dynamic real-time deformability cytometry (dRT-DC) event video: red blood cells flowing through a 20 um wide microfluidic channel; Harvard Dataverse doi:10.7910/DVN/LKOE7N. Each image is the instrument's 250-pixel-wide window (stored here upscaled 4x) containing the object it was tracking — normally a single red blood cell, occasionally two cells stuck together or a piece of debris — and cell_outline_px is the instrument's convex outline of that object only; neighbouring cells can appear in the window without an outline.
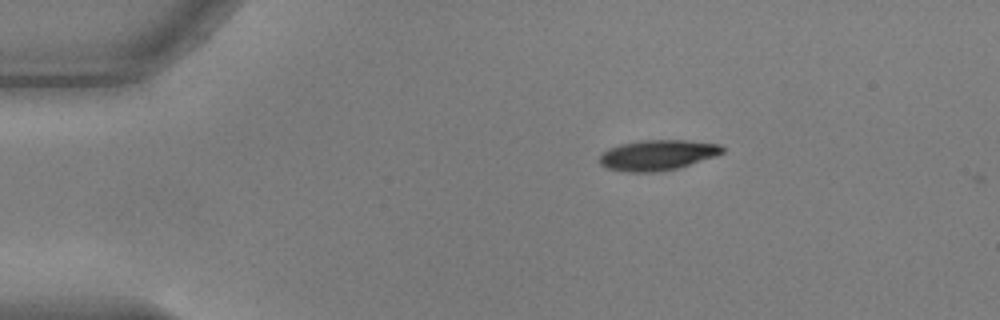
{"species": "common noctule bat (a hibernating species)", "species_latin": "Nyctalus noctula", "temperature_condition": "warm", "stored_images_in_passage": 4, "camera_frame_rate_fps": 3000, "um_per_image_px": 0.085, "animal": {"sex": "male", "body_mass_g": 17.9, "forearm_length_mm": 54.2}, "frame": {"image": 1, "passage_image": 1, "time_ms": 0.0, "image_size_px": [1000, 320], "cell_outline_px": [[724, 152], [716, 156], [680, 168], [656, 172], [628, 172], [608, 168], [600, 164], [600, 156], [608, 148], [620, 144], [640, 140], [684, 140], [720, 144], [724, 148]], "centroid_in_image_um": [55.91, 13.18], "position_along_channel_um": 29.1, "area_um2": 21.85}}